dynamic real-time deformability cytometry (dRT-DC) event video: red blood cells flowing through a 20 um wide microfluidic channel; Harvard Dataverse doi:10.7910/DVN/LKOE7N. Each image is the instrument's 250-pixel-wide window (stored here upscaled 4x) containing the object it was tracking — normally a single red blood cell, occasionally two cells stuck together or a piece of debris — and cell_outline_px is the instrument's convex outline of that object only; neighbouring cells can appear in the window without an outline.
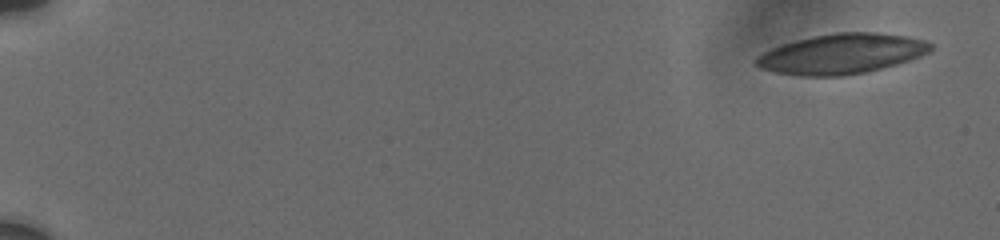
{"species": "human", "species_latin": "Homo sapiens", "temperature_condition": "cold", "stored_images_in_passage": 15, "camera_frame_rate_fps": 3000, "um_per_image_px": 0.085, "donor": {"sex": "male"}, "frame": {"image": 1, "passage_image": 1, "time_ms": 0.0, "image_size_px": [1000, 240], "cell_outline_px": [[932, 48], [928, 52], [920, 56], [896, 64], [864, 72], [840, 76], [804, 76], [776, 72], [760, 68], [752, 60], [756, 56], [772, 48], [796, 40], [812, 36], [836, 32], [876, 32], [904, 36], [924, 40], [932, 44]], "centroid_in_image_um": [71.51, 4.57], "position_along_channel_um": 13.5, "area_um2": 40.4}}
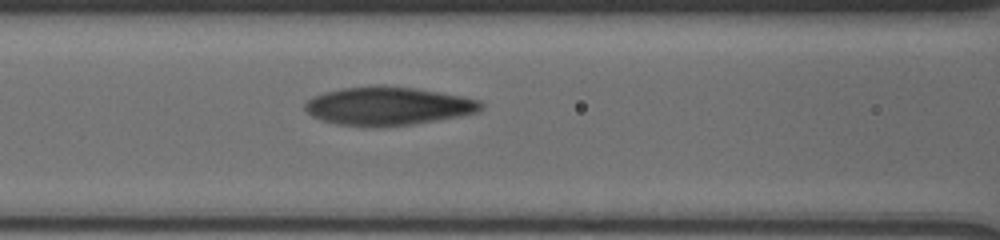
{"frame": {"image": 2, "passage_image": 11, "time_ms": 8.333, "image_size_px": [1000, 240], "cell_outline_px": [[484, 104], [476, 112], [456, 116], [412, 124], [376, 128], [336, 124], [320, 120], [312, 116], [304, 108], [304, 104], [312, 96], [324, 92], [340, 88], [376, 84], [384, 84], [416, 88], [460, 96], [480, 100]], "centroid_in_image_um": [32.89, 9.0], "position_along_channel_um": 133.7, "area_um2": 39.65}}
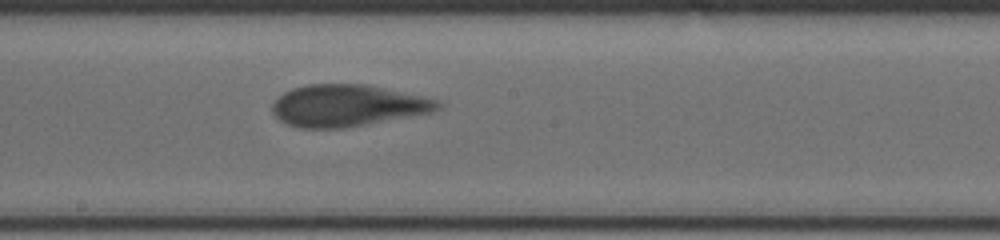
{"frame": {"image": 3, "passage_image": 15, "time_ms": 10.667, "image_size_px": [1000, 240], "cell_outline_px": [[444, 104], [440, 108], [432, 112], [368, 124], [344, 128], [300, 128], [288, 124], [280, 120], [272, 112], [272, 104], [284, 92], [292, 88], [308, 84], [364, 84], [424, 96], [436, 100]], "centroid_in_image_um": [29.54, 8.97], "position_along_channel_um": 218.7, "area_um2": 40.17}}